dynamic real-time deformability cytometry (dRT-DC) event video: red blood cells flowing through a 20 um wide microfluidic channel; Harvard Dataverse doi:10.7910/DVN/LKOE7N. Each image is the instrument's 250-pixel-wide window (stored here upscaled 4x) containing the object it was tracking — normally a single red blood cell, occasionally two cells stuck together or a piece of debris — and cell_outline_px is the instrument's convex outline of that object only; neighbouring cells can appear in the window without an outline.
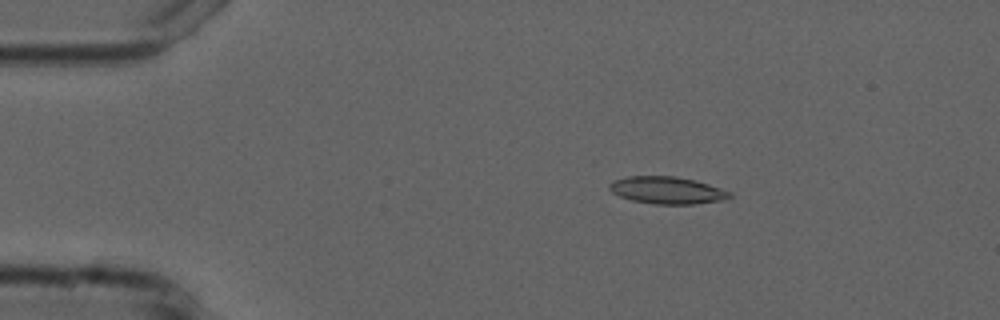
{"species": "common noctule bat (a hibernating species)", "species_latin": "Nyctalus noctula", "temperature_condition": "cold", "stored_images_in_passage": 4, "camera_frame_rate_fps": 3000, "um_per_image_px": 0.085, "animal": {"sex": "male", "forearm_length_mm": 52.5}, "frame": {"image": 1, "passage_image": 3, "time_ms": 2.333, "image_size_px": [1000, 320], "cell_outline_px": [[732, 196], [724, 200], [692, 204], [652, 204], [632, 200], [620, 196], [612, 192], [608, 188], [608, 184], [612, 180], [628, 176], [676, 176], [708, 184], [732, 192]], "centroid_in_image_um": [56.67, 16.17], "position_along_channel_um": 28.3, "area_um2": 19.07}}